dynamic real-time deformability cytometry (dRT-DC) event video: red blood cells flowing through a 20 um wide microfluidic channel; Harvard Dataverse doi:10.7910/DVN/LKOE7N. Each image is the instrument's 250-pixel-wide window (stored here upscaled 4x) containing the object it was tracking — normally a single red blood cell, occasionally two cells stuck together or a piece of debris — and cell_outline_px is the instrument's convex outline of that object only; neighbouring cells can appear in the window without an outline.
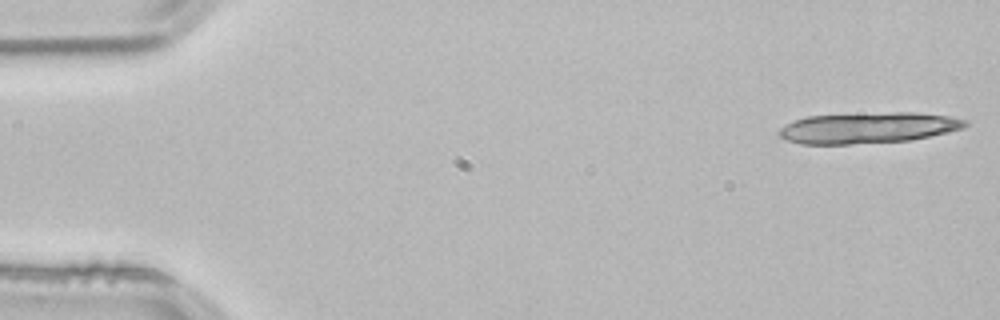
{"species": "common noctule bat (a hibernating species)", "species_latin": "Nyctalus noctula", "temperature_condition": "room temperature", "stored_images_in_passage": 17, "camera_frame_rate_fps": 3000, "um_per_image_px": 0.085, "animal": {"sex": "male", "body_mass_g": 21.5, "forearm_length_mm": 52.0}, "frame": {"image": 1, "passage_image": 1, "time_ms": 0.0, "image_size_px": [1000, 320], "cell_outline_px": [[968, 124], [964, 128], [948, 132], [912, 140], [852, 144], [800, 144], [788, 140], [780, 136], [776, 132], [780, 128], [796, 120], [808, 116], [892, 112], [916, 112], [948, 116], [968, 120]], "centroid_in_image_um": [73.82, 10.87], "position_along_channel_um": 11.2, "area_um2": 33.52}}